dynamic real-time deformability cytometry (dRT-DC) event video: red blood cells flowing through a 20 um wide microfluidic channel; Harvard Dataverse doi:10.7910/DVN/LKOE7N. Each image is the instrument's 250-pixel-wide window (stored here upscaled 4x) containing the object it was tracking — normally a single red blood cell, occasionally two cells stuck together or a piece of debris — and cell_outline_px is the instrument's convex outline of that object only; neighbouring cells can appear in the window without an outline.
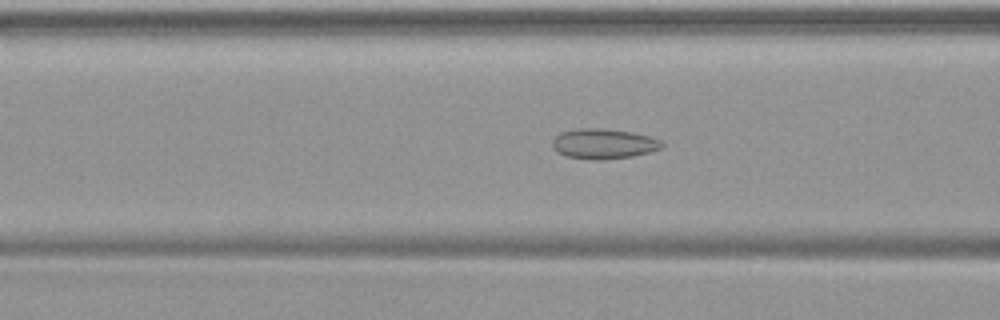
{"species": "common noctule bat (a hibernating species)", "species_latin": "Nyctalus noctula", "temperature_condition": "warm", "stored_images_in_passage": 49, "camera_frame_rate_fps": 3000, "um_per_image_px": 0.085, "animal": {"sex": "female", "body_mass_g": 19.9}, "frame": {"image": 1, "passage_image": 19, "time_ms": 6.0, "image_size_px": [1000, 320], "cell_outline_px": [[664, 148], [652, 152], [632, 156], [604, 160], [592, 160], [568, 156], [556, 152], [552, 148], [552, 140], [560, 132], [576, 128], [600, 128], [632, 132], [648, 136], [660, 140], [664, 144]], "centroid_in_image_um": [51.31, 12.22], "position_along_channel_um": 115.3, "area_um2": 19.48}}
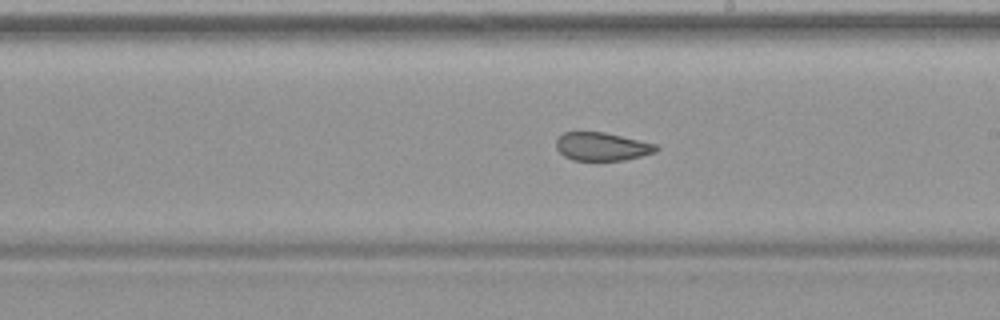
{"frame": {"image": 2, "passage_image": 28, "time_ms": 9.0, "image_size_px": [1000, 320], "cell_outline_px": [[660, 148], [656, 152], [624, 160], [572, 160], [564, 156], [556, 148], [556, 140], [564, 132], [604, 132], [656, 144]], "centroid_in_image_um": [51.16, 12.46], "position_along_channel_um": 237.8, "area_um2": 16.36}}
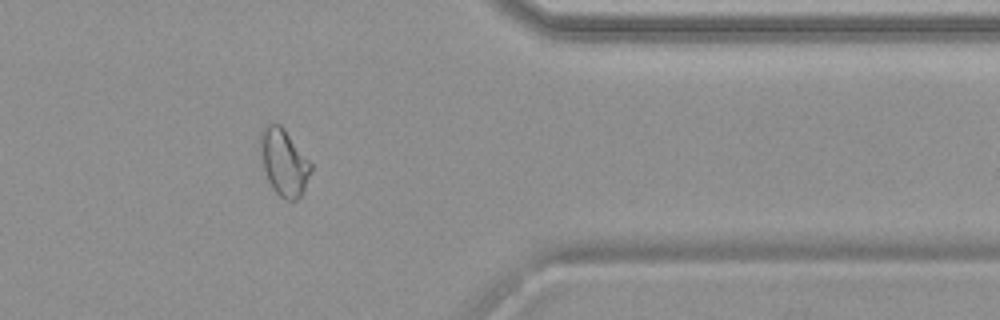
{"frame": {"image": 3, "passage_image": 40, "time_ms": 13.0, "image_size_px": [1000, 320], "cell_outline_px": [[312, 172], [300, 196], [296, 200], [284, 200], [272, 188], [268, 180], [260, 156], [260, 128], [268, 124], [280, 124], [284, 128], [312, 164]], "centroid_in_image_um": [24.12, 13.78], "position_along_channel_um": 387.3, "area_um2": 19.65}}